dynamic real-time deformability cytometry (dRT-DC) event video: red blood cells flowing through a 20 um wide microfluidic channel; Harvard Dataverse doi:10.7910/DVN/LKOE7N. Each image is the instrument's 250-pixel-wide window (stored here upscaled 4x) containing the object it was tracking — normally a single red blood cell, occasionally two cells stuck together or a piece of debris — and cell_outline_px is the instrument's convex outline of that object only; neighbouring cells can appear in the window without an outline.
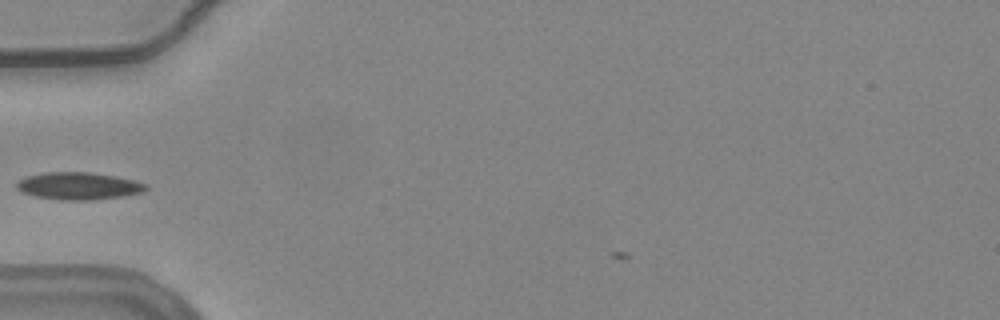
{"species": "common noctule bat (a hibernating species)", "species_latin": "Nyctalus noctula", "temperature_condition": "warm", "stored_images_in_passage": 32, "camera_frame_rate_fps": 3000, "um_per_image_px": 0.085, "animal": {"sex": "female", "body_mass_g": 24.6, "forearm_length_mm": 56.2}, "frame": {"image": 1, "passage_image": 1, "time_ms": 0.0, "image_size_px": [1000, 320], "cell_outline_px": [[148, 188], [144, 192], [124, 196], [92, 200], [60, 200], [32, 196], [20, 192], [16, 188], [16, 184], [24, 176], [44, 172], [92, 172], [116, 176], [148, 184]], "centroid_in_image_um": [6.66, 15.81], "position_along_channel_um": 78.3, "area_um2": 20.92}}
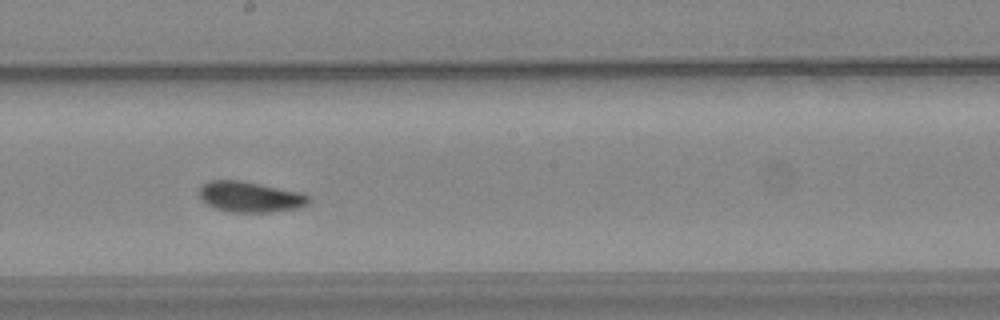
{"frame": {"image": 2, "passage_image": 13, "time_ms": 4.0, "image_size_px": [1000, 320], "cell_outline_px": [[312, 200], [308, 204], [300, 208], [268, 212], [232, 212], [216, 208], [208, 204], [200, 196], [200, 184], [208, 180], [240, 180], [300, 192], [308, 196]], "centroid_in_image_um": [21.27, 16.72], "position_along_channel_um": 226.9, "area_um2": 19.48}}
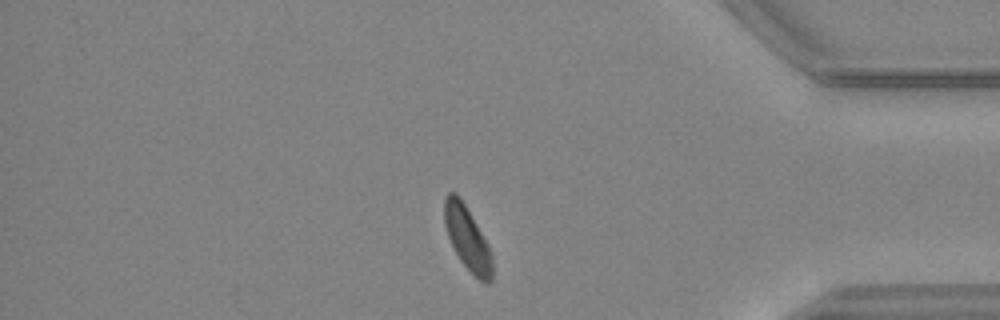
{"frame": {"image": 3, "passage_image": 29, "time_ms": 9.333, "image_size_px": [1000, 320], "cell_outline_px": [[492, 280], [488, 284], [484, 284], [460, 260], [448, 236], [444, 224], [444, 196], [448, 192], [456, 192], [464, 204], [488, 244], [492, 256]], "centroid_in_image_um": [39.72, 20.25], "position_along_channel_um": 395.5, "area_um2": 17.46}}